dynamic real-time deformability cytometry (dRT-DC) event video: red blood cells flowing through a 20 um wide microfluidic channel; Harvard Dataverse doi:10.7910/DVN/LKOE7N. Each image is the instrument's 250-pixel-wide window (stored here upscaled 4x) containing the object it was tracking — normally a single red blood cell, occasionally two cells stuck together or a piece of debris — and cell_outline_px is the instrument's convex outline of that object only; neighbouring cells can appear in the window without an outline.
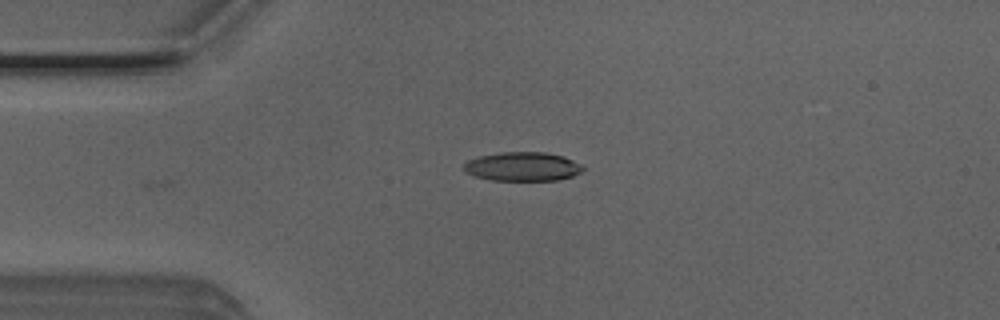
{"species": "Egyptian fruit bat (a non-hibernating species)", "species_latin": "Rousettus aegyptiacus", "temperature_condition": "room temperature", "stored_images_in_passage": 38, "camera_frame_rate_fps": 3000, "um_per_image_px": 0.085, "animal": {"sex": "male"}, "frame": {"image": 1, "passage_image": 1, "time_ms": 0.0, "image_size_px": [1000, 320], "cell_outline_px": [[584, 168], [580, 172], [572, 176], [556, 180], [492, 180], [472, 176], [464, 172], [464, 164], [468, 160], [480, 156], [500, 152], [544, 152], [564, 156], [580, 164]], "centroid_in_image_um": [44.38, 14.15], "position_along_channel_um": 40.6, "area_um2": 20.06}}
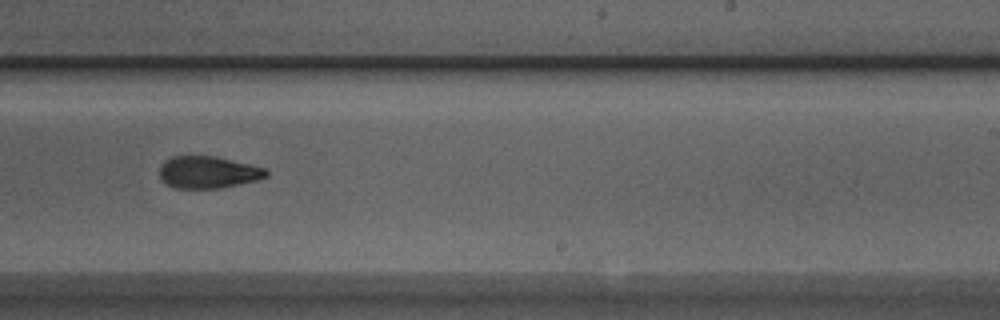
{"frame": {"image": 2, "passage_image": 20, "time_ms": 6.333, "image_size_px": [1000, 320], "cell_outline_px": [[268, 176], [256, 180], [220, 188], [176, 188], [168, 184], [160, 176], [160, 164], [164, 160], [172, 156], [216, 156], [264, 168], [268, 172]], "centroid_in_image_um": [17.66, 14.63], "position_along_channel_um": 271.3, "area_um2": 19.71}}
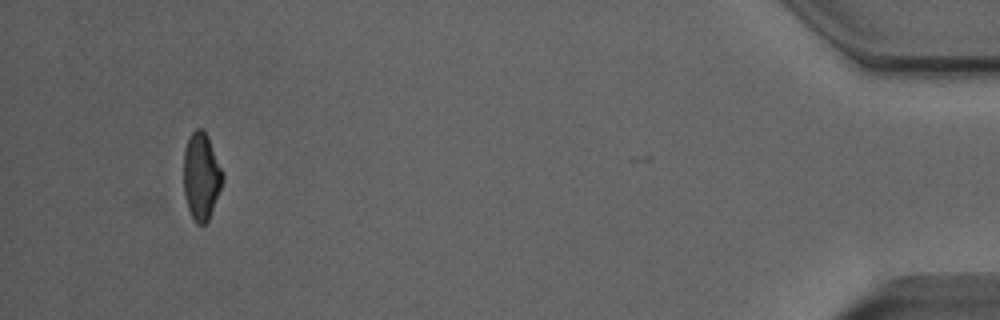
{"frame": {"image": 3, "passage_image": 37, "time_ms": 12.0, "image_size_px": [1000, 320], "cell_outline_px": [[224, 180], [208, 220], [204, 224], [196, 224], [188, 208], [184, 196], [184, 152], [188, 140], [192, 132], [196, 128], [204, 128], [208, 136], [224, 176]], "centroid_in_image_um": [17.11, 14.97], "position_along_channel_um": 418.1, "area_um2": 19.65}, "authors_computed_cell_mechanics": {"area_um2": 20.7791, "velocity_mm_per_s": 4.0071, "shape_relaxation_time_tau1_ms": 5.9569, "shape_relaxation_time_tau2_ms": 3.6509, "deformation_change_tau1": 0.1739, "deformation_change_tau2": 0.097}}